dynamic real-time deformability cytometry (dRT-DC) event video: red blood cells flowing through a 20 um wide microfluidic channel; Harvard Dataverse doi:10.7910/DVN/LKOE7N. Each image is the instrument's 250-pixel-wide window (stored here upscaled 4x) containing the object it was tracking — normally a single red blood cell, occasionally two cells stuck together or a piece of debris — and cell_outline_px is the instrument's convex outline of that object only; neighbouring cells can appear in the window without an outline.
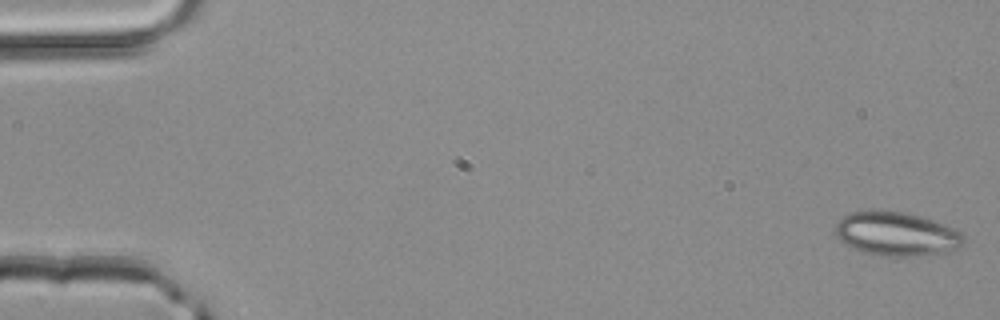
{"species": "common noctule bat (a hibernating species)", "species_latin": "Nyctalus noctula", "temperature_condition": "room temperature", "stored_images_in_passage": 3, "camera_frame_rate_fps": 3000, "um_per_image_px": 0.085, "animal": {"sex": "male", "body_mass_g": 20.4}, "frame": {"image": 1, "passage_image": 1, "time_ms": 0.0, "image_size_px": [1000, 320], "cell_outline_px": [[964, 244], [956, 248], [944, 252], [916, 256], [880, 256], [864, 252], [852, 248], [844, 244], [836, 236], [836, 220], [852, 212], [904, 212], [920, 216], [944, 224], [960, 232], [964, 236]], "centroid_in_image_um": [76.18, 19.9], "position_along_channel_um": 8.8, "area_um2": 32.37}}